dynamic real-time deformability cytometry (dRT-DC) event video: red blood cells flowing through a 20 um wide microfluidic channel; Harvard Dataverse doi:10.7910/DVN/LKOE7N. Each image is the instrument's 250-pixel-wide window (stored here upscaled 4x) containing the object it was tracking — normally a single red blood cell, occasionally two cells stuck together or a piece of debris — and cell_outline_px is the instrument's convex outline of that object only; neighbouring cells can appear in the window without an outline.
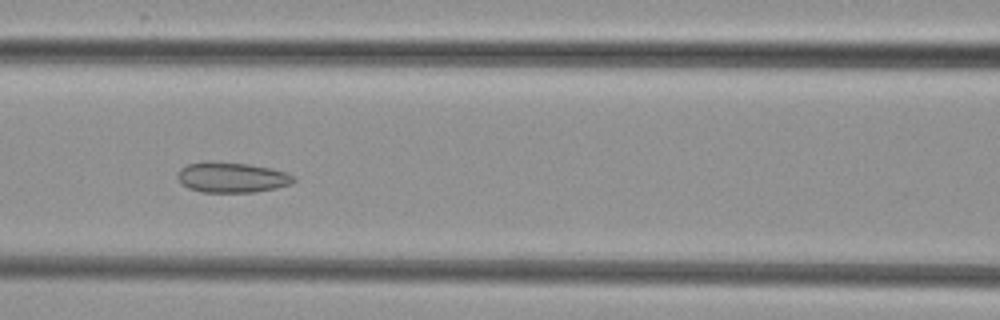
{"species": "common noctule bat (a hibernating species)", "species_latin": "Nyctalus noctula", "temperature_condition": "cold", "stored_images_in_passage": 7, "camera_frame_rate_fps": 3000, "um_per_image_px": 0.085, "animal": {"sex": "female", "body_mass_g": 29.2, "forearm_length_mm": 56.3}, "frame": {"image": 1, "passage_image": 5, "time_ms": 4.667, "image_size_px": [1000, 320], "cell_outline_px": [[296, 180], [292, 184], [276, 188], [252, 192], [200, 192], [188, 188], [176, 176], [180, 168], [188, 164], [248, 164], [272, 168], [296, 176]], "centroid_in_image_um": [19.78, 15.12], "position_along_channel_um": 146.8, "area_um2": 19.83}}
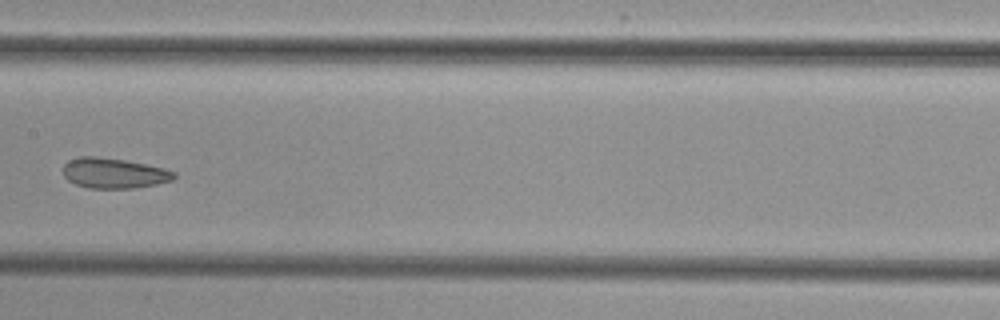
{"frame": {"image": 2, "passage_image": 6, "time_ms": 6.0, "image_size_px": [1000, 320], "cell_outline_px": [[176, 176], [172, 180], [156, 184], [132, 188], [88, 188], [76, 184], [68, 180], [64, 176], [64, 164], [68, 160], [80, 156], [96, 156], [124, 160], [164, 168], [176, 172]], "centroid_in_image_um": [9.67, 14.71], "position_along_channel_um": 197.7, "area_um2": 19.48}}
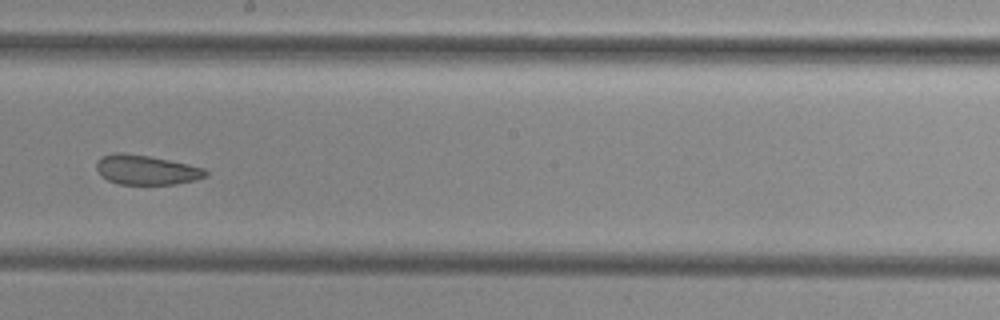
{"frame": {"image": 3, "passage_image": 7, "time_ms": 7.0, "image_size_px": [1000, 320], "cell_outline_px": [[208, 176], [196, 180], [176, 184], [116, 184], [100, 176], [96, 168], [96, 160], [100, 156], [116, 152], [124, 152], [148, 156], [188, 164], [204, 168], [208, 172]], "centroid_in_image_um": [12.4, 14.44], "position_along_channel_um": 235.8, "area_um2": 19.07}}